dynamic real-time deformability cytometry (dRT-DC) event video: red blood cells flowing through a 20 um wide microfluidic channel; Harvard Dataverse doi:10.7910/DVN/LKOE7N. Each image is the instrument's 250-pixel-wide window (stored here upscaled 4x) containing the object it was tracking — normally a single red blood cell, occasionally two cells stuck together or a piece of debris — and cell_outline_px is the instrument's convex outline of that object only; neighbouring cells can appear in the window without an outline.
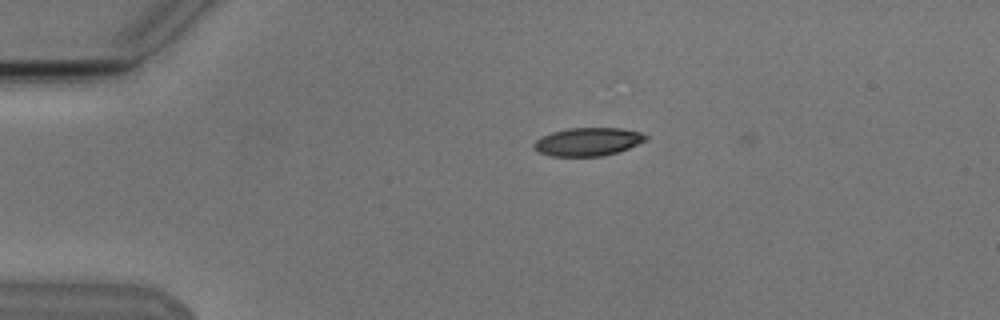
{"species": "Egyptian fruit bat (a non-hibernating species)", "species_latin": "Rousettus aegyptiacus", "temperature_condition": "cold", "stored_images_in_passage": 2, "camera_frame_rate_fps": 3000, "um_per_image_px": 0.085, "animal": {"sex": "male"}, "frame": {"image": 1, "passage_image": 1, "time_ms": 0.0, "image_size_px": [1000, 320], "cell_outline_px": [[648, 140], [620, 152], [604, 156], [552, 156], [540, 152], [532, 148], [532, 144], [540, 136], [552, 132], [568, 128], [620, 128], [640, 132], [648, 136]], "centroid_in_image_um": [49.98, 12.05], "position_along_channel_um": 35.0, "area_um2": 18.61}}